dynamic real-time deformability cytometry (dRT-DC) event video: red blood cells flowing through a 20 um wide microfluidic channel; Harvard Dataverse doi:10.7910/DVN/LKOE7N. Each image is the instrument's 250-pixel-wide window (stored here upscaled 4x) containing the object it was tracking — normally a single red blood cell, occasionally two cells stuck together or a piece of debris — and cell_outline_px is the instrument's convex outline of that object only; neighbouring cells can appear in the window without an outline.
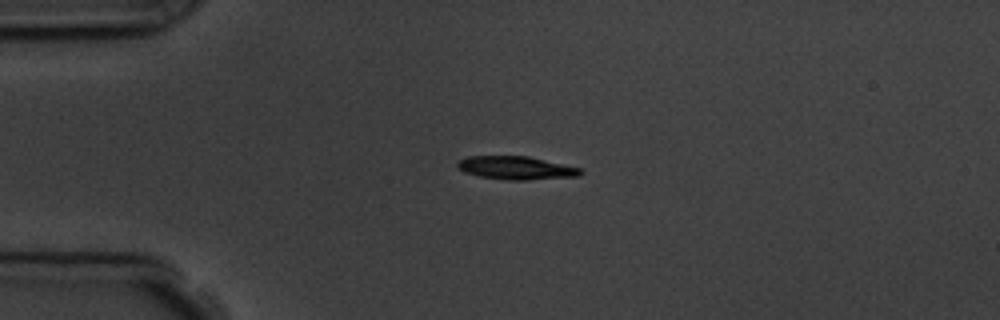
{"species": "common noctule bat (a hibernating species)", "species_latin": "Nyctalus noctula", "temperature_condition": "room temperature", "stored_images_in_passage": 3, "camera_frame_rate_fps": 3000, "um_per_image_px": 0.085, "animal": {"sex": "male", "body_mass_g": 19.5, "forearm_length_mm": 54.6}, "frame": {"image": 1, "passage_image": 1, "time_ms": 0.0, "image_size_px": [1000, 320], "cell_outline_px": [[584, 172], [580, 176], [528, 180], [508, 180], [480, 176], [464, 172], [456, 168], [456, 164], [460, 160], [468, 156], [528, 156], [580, 168]], "centroid_in_image_um": [43.87, 14.27], "position_along_channel_um": 41.1, "area_um2": 16.65}}